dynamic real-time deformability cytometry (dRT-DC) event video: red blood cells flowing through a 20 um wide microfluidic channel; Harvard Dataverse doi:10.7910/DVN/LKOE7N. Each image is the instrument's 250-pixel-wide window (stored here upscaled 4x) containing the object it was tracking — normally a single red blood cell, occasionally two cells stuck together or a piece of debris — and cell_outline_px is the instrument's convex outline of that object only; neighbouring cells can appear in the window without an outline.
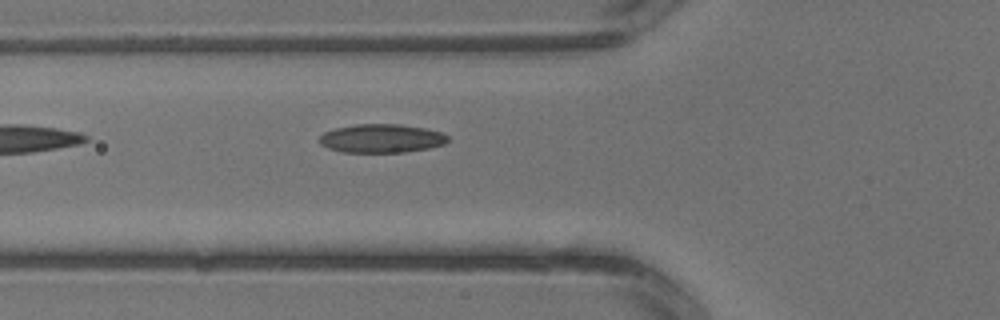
{"species": "common noctule bat (a hibernating species)", "species_latin": "Nyctalus noctula", "temperature_condition": "warm", "stored_images_in_passage": 3, "camera_frame_rate_fps": 3000, "um_per_image_px": 0.085, "animal": {"sex": "male", "body_mass_g": 13.3}, "frame": {"image": 1, "passage_image": 3, "time_ms": 0.667, "image_size_px": [1000, 320], "cell_outline_px": [[448, 140], [444, 144], [428, 148], [404, 152], [344, 152], [328, 148], [320, 144], [320, 136], [324, 132], [336, 128], [356, 124], [400, 124], [424, 128], [440, 132], [448, 136]], "centroid_in_image_um": [32.42, 11.76], "position_along_channel_um": 93.4, "area_um2": 21.27}}